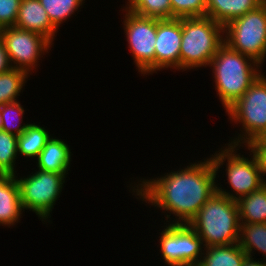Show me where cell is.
<instances>
[{
	"mask_svg": "<svg viewBox=\"0 0 266 266\" xmlns=\"http://www.w3.org/2000/svg\"><path fill=\"white\" fill-rule=\"evenodd\" d=\"M264 74L261 73L242 97L225 111L231 123L234 122L242 127L238 136L231 137L227 144L243 148L266 133V76Z\"/></svg>",
	"mask_w": 266,
	"mask_h": 266,
	"instance_id": "cell-6",
	"label": "cell"
},
{
	"mask_svg": "<svg viewBox=\"0 0 266 266\" xmlns=\"http://www.w3.org/2000/svg\"><path fill=\"white\" fill-rule=\"evenodd\" d=\"M172 171L156 178L140 177L138 182L131 183L129 187L142 203L144 201L165 212L168 224H188L216 192V178L219 176L208 157ZM171 214L176 218L173 221Z\"/></svg>",
	"mask_w": 266,
	"mask_h": 266,
	"instance_id": "cell-1",
	"label": "cell"
},
{
	"mask_svg": "<svg viewBox=\"0 0 266 266\" xmlns=\"http://www.w3.org/2000/svg\"><path fill=\"white\" fill-rule=\"evenodd\" d=\"M205 247L239 243L240 221L237 201L215 192L188 223Z\"/></svg>",
	"mask_w": 266,
	"mask_h": 266,
	"instance_id": "cell-3",
	"label": "cell"
},
{
	"mask_svg": "<svg viewBox=\"0 0 266 266\" xmlns=\"http://www.w3.org/2000/svg\"><path fill=\"white\" fill-rule=\"evenodd\" d=\"M3 121H2V113H1V106H0V130L2 129Z\"/></svg>",
	"mask_w": 266,
	"mask_h": 266,
	"instance_id": "cell-31",
	"label": "cell"
},
{
	"mask_svg": "<svg viewBox=\"0 0 266 266\" xmlns=\"http://www.w3.org/2000/svg\"><path fill=\"white\" fill-rule=\"evenodd\" d=\"M224 43V26L209 16L182 18L180 70L209 67Z\"/></svg>",
	"mask_w": 266,
	"mask_h": 266,
	"instance_id": "cell-4",
	"label": "cell"
},
{
	"mask_svg": "<svg viewBox=\"0 0 266 266\" xmlns=\"http://www.w3.org/2000/svg\"><path fill=\"white\" fill-rule=\"evenodd\" d=\"M2 41L12 68L23 70L29 75L36 71L40 66L39 60H42L40 58L49 53L53 46L42 35L15 26L2 28Z\"/></svg>",
	"mask_w": 266,
	"mask_h": 266,
	"instance_id": "cell-11",
	"label": "cell"
},
{
	"mask_svg": "<svg viewBox=\"0 0 266 266\" xmlns=\"http://www.w3.org/2000/svg\"><path fill=\"white\" fill-rule=\"evenodd\" d=\"M224 42L262 66L266 58V7L259 5L229 22L224 27Z\"/></svg>",
	"mask_w": 266,
	"mask_h": 266,
	"instance_id": "cell-8",
	"label": "cell"
},
{
	"mask_svg": "<svg viewBox=\"0 0 266 266\" xmlns=\"http://www.w3.org/2000/svg\"><path fill=\"white\" fill-rule=\"evenodd\" d=\"M65 142L61 138L51 136L36 159L37 169L64 174L67 177L73 154Z\"/></svg>",
	"mask_w": 266,
	"mask_h": 266,
	"instance_id": "cell-14",
	"label": "cell"
},
{
	"mask_svg": "<svg viewBox=\"0 0 266 266\" xmlns=\"http://www.w3.org/2000/svg\"><path fill=\"white\" fill-rule=\"evenodd\" d=\"M239 245L248 256L255 258L257 250L266 261V223H240Z\"/></svg>",
	"mask_w": 266,
	"mask_h": 266,
	"instance_id": "cell-20",
	"label": "cell"
},
{
	"mask_svg": "<svg viewBox=\"0 0 266 266\" xmlns=\"http://www.w3.org/2000/svg\"><path fill=\"white\" fill-rule=\"evenodd\" d=\"M242 266H266V261L262 260V258L261 260H257L256 258L247 255Z\"/></svg>",
	"mask_w": 266,
	"mask_h": 266,
	"instance_id": "cell-30",
	"label": "cell"
},
{
	"mask_svg": "<svg viewBox=\"0 0 266 266\" xmlns=\"http://www.w3.org/2000/svg\"><path fill=\"white\" fill-rule=\"evenodd\" d=\"M2 42V28H0V43Z\"/></svg>",
	"mask_w": 266,
	"mask_h": 266,
	"instance_id": "cell-33",
	"label": "cell"
},
{
	"mask_svg": "<svg viewBox=\"0 0 266 266\" xmlns=\"http://www.w3.org/2000/svg\"><path fill=\"white\" fill-rule=\"evenodd\" d=\"M182 18L157 19L155 73L161 69L180 71Z\"/></svg>",
	"mask_w": 266,
	"mask_h": 266,
	"instance_id": "cell-12",
	"label": "cell"
},
{
	"mask_svg": "<svg viewBox=\"0 0 266 266\" xmlns=\"http://www.w3.org/2000/svg\"><path fill=\"white\" fill-rule=\"evenodd\" d=\"M30 75L20 69L11 68L0 74V106L18 101L17 98L23 93V86L27 83Z\"/></svg>",
	"mask_w": 266,
	"mask_h": 266,
	"instance_id": "cell-21",
	"label": "cell"
},
{
	"mask_svg": "<svg viewBox=\"0 0 266 266\" xmlns=\"http://www.w3.org/2000/svg\"><path fill=\"white\" fill-rule=\"evenodd\" d=\"M21 0H0V28L15 26Z\"/></svg>",
	"mask_w": 266,
	"mask_h": 266,
	"instance_id": "cell-27",
	"label": "cell"
},
{
	"mask_svg": "<svg viewBox=\"0 0 266 266\" xmlns=\"http://www.w3.org/2000/svg\"><path fill=\"white\" fill-rule=\"evenodd\" d=\"M46 10L51 23L59 29L60 25L66 22L78 11L85 0H39Z\"/></svg>",
	"mask_w": 266,
	"mask_h": 266,
	"instance_id": "cell-23",
	"label": "cell"
},
{
	"mask_svg": "<svg viewBox=\"0 0 266 266\" xmlns=\"http://www.w3.org/2000/svg\"><path fill=\"white\" fill-rule=\"evenodd\" d=\"M125 8L131 12L149 18L172 19L170 0H127Z\"/></svg>",
	"mask_w": 266,
	"mask_h": 266,
	"instance_id": "cell-22",
	"label": "cell"
},
{
	"mask_svg": "<svg viewBox=\"0 0 266 266\" xmlns=\"http://www.w3.org/2000/svg\"><path fill=\"white\" fill-rule=\"evenodd\" d=\"M17 136L0 130V170L4 175H16Z\"/></svg>",
	"mask_w": 266,
	"mask_h": 266,
	"instance_id": "cell-25",
	"label": "cell"
},
{
	"mask_svg": "<svg viewBox=\"0 0 266 266\" xmlns=\"http://www.w3.org/2000/svg\"><path fill=\"white\" fill-rule=\"evenodd\" d=\"M14 176L19 186L23 210L34 212L42 223L51 222L48 218L51 217L52 209L60 198L67 177L64 174L39 169L27 177Z\"/></svg>",
	"mask_w": 266,
	"mask_h": 266,
	"instance_id": "cell-7",
	"label": "cell"
},
{
	"mask_svg": "<svg viewBox=\"0 0 266 266\" xmlns=\"http://www.w3.org/2000/svg\"><path fill=\"white\" fill-rule=\"evenodd\" d=\"M247 147L257 157L264 180L266 179V141L261 137L254 139Z\"/></svg>",
	"mask_w": 266,
	"mask_h": 266,
	"instance_id": "cell-28",
	"label": "cell"
},
{
	"mask_svg": "<svg viewBox=\"0 0 266 266\" xmlns=\"http://www.w3.org/2000/svg\"><path fill=\"white\" fill-rule=\"evenodd\" d=\"M246 256L239 243L207 246L198 266H242Z\"/></svg>",
	"mask_w": 266,
	"mask_h": 266,
	"instance_id": "cell-17",
	"label": "cell"
},
{
	"mask_svg": "<svg viewBox=\"0 0 266 266\" xmlns=\"http://www.w3.org/2000/svg\"><path fill=\"white\" fill-rule=\"evenodd\" d=\"M209 67L212 68L217 96L227 110L262 73L263 66L224 43L211 59Z\"/></svg>",
	"mask_w": 266,
	"mask_h": 266,
	"instance_id": "cell-2",
	"label": "cell"
},
{
	"mask_svg": "<svg viewBox=\"0 0 266 266\" xmlns=\"http://www.w3.org/2000/svg\"><path fill=\"white\" fill-rule=\"evenodd\" d=\"M164 224L158 237L164 263L168 266H198L205 249L203 240L189 224Z\"/></svg>",
	"mask_w": 266,
	"mask_h": 266,
	"instance_id": "cell-9",
	"label": "cell"
},
{
	"mask_svg": "<svg viewBox=\"0 0 266 266\" xmlns=\"http://www.w3.org/2000/svg\"><path fill=\"white\" fill-rule=\"evenodd\" d=\"M262 138L266 141V133L264 134V136Z\"/></svg>",
	"mask_w": 266,
	"mask_h": 266,
	"instance_id": "cell-35",
	"label": "cell"
},
{
	"mask_svg": "<svg viewBox=\"0 0 266 266\" xmlns=\"http://www.w3.org/2000/svg\"><path fill=\"white\" fill-rule=\"evenodd\" d=\"M15 27L40 34L53 45L58 32L39 0H21Z\"/></svg>",
	"mask_w": 266,
	"mask_h": 266,
	"instance_id": "cell-13",
	"label": "cell"
},
{
	"mask_svg": "<svg viewBox=\"0 0 266 266\" xmlns=\"http://www.w3.org/2000/svg\"><path fill=\"white\" fill-rule=\"evenodd\" d=\"M23 107L24 106H22L19 101L6 103L1 106L3 121L2 131L18 137L27 128L29 123H22L25 114Z\"/></svg>",
	"mask_w": 266,
	"mask_h": 266,
	"instance_id": "cell-24",
	"label": "cell"
},
{
	"mask_svg": "<svg viewBox=\"0 0 266 266\" xmlns=\"http://www.w3.org/2000/svg\"><path fill=\"white\" fill-rule=\"evenodd\" d=\"M172 18L206 16V0H170Z\"/></svg>",
	"mask_w": 266,
	"mask_h": 266,
	"instance_id": "cell-26",
	"label": "cell"
},
{
	"mask_svg": "<svg viewBox=\"0 0 266 266\" xmlns=\"http://www.w3.org/2000/svg\"><path fill=\"white\" fill-rule=\"evenodd\" d=\"M261 6L266 7V0H258Z\"/></svg>",
	"mask_w": 266,
	"mask_h": 266,
	"instance_id": "cell-32",
	"label": "cell"
},
{
	"mask_svg": "<svg viewBox=\"0 0 266 266\" xmlns=\"http://www.w3.org/2000/svg\"><path fill=\"white\" fill-rule=\"evenodd\" d=\"M123 29L139 74L155 73L157 19L137 15L122 7Z\"/></svg>",
	"mask_w": 266,
	"mask_h": 266,
	"instance_id": "cell-10",
	"label": "cell"
},
{
	"mask_svg": "<svg viewBox=\"0 0 266 266\" xmlns=\"http://www.w3.org/2000/svg\"><path fill=\"white\" fill-rule=\"evenodd\" d=\"M51 138V134L44 127L30 123L27 128L17 137L18 156L37 159L45 144Z\"/></svg>",
	"mask_w": 266,
	"mask_h": 266,
	"instance_id": "cell-19",
	"label": "cell"
},
{
	"mask_svg": "<svg viewBox=\"0 0 266 266\" xmlns=\"http://www.w3.org/2000/svg\"><path fill=\"white\" fill-rule=\"evenodd\" d=\"M240 223H266V183L238 201Z\"/></svg>",
	"mask_w": 266,
	"mask_h": 266,
	"instance_id": "cell-18",
	"label": "cell"
},
{
	"mask_svg": "<svg viewBox=\"0 0 266 266\" xmlns=\"http://www.w3.org/2000/svg\"><path fill=\"white\" fill-rule=\"evenodd\" d=\"M4 176V173L0 170V179Z\"/></svg>",
	"mask_w": 266,
	"mask_h": 266,
	"instance_id": "cell-34",
	"label": "cell"
},
{
	"mask_svg": "<svg viewBox=\"0 0 266 266\" xmlns=\"http://www.w3.org/2000/svg\"><path fill=\"white\" fill-rule=\"evenodd\" d=\"M239 149L240 146L225 144L219 151H216L214 155L212 154L209 157L216 175L220 172V168L226 164V169L224 170L226 180H228L227 184L233 191L230 192V190L224 189V187L222 189V184L216 183V192L234 201H238L241 197L258 190L266 183L255 154L246 146L251 158L245 157L238 153L237 150Z\"/></svg>",
	"mask_w": 266,
	"mask_h": 266,
	"instance_id": "cell-5",
	"label": "cell"
},
{
	"mask_svg": "<svg viewBox=\"0 0 266 266\" xmlns=\"http://www.w3.org/2000/svg\"><path fill=\"white\" fill-rule=\"evenodd\" d=\"M12 68L3 41L0 43V74Z\"/></svg>",
	"mask_w": 266,
	"mask_h": 266,
	"instance_id": "cell-29",
	"label": "cell"
},
{
	"mask_svg": "<svg viewBox=\"0 0 266 266\" xmlns=\"http://www.w3.org/2000/svg\"><path fill=\"white\" fill-rule=\"evenodd\" d=\"M259 5L258 0H206V16L225 27Z\"/></svg>",
	"mask_w": 266,
	"mask_h": 266,
	"instance_id": "cell-16",
	"label": "cell"
},
{
	"mask_svg": "<svg viewBox=\"0 0 266 266\" xmlns=\"http://www.w3.org/2000/svg\"><path fill=\"white\" fill-rule=\"evenodd\" d=\"M23 212L15 176L4 175L0 179V226L10 228L18 224Z\"/></svg>",
	"mask_w": 266,
	"mask_h": 266,
	"instance_id": "cell-15",
	"label": "cell"
}]
</instances>
